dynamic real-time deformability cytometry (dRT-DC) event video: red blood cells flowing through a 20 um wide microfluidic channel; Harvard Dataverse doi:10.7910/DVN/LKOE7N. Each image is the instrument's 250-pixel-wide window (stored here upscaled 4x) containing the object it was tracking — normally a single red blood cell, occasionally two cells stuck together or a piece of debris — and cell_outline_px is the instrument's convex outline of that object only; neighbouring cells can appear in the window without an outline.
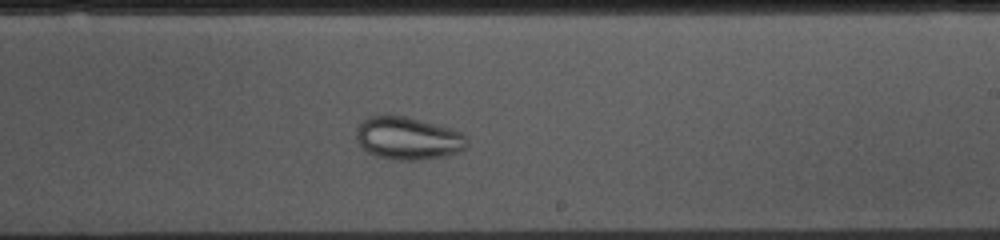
{"species": "common noctule bat (a hibernating species)", "species_latin": "Nyctalus noctula", "temperature_condition": "cold", "stored_images_in_passage": 48, "camera_frame_rate_fps": 3000, "um_per_image_px": 0.085, "animal": {"sex": "female", "body_mass_g": 10.0, "forearm_length_mm": 53.1}, "frame": {"image": 1, "passage_image": 28, "time_ms": 9.0, "image_size_px": [1000, 240], "cell_outline_px": [[468, 148], [460, 152], [444, 156], [416, 160], [392, 160], [376, 156], [368, 152], [356, 140], [356, 128], [368, 116], [384, 112], [404, 116], [452, 128], [460, 132], [468, 140]], "centroid_in_image_um": [34.66, 11.73], "position_along_channel_um": 254.3, "area_um2": 28.09}}
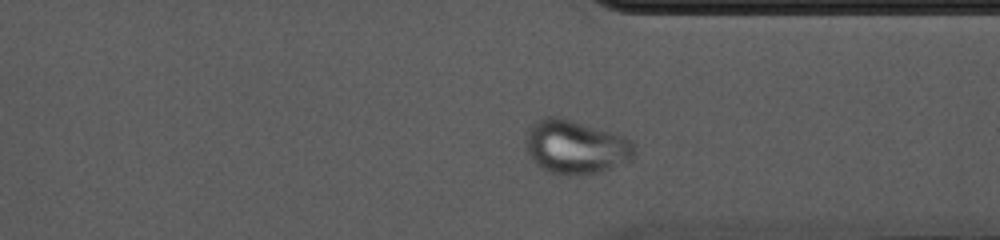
{"frame": {"image": 2, "passage_image": 37, "time_ms": 12.0, "image_size_px": [1000, 240], "cell_outline_px": [[636, 144], [632, 156], [600, 172], [576, 176], [560, 176], [548, 172], [536, 164], [532, 160], [528, 152], [528, 132], [532, 124], [536, 120], [544, 116], [560, 116], [616, 132], [632, 140]], "centroid_in_image_um": [48.92, 12.47], "position_along_channel_um": 362.5, "area_um2": 34.16}}
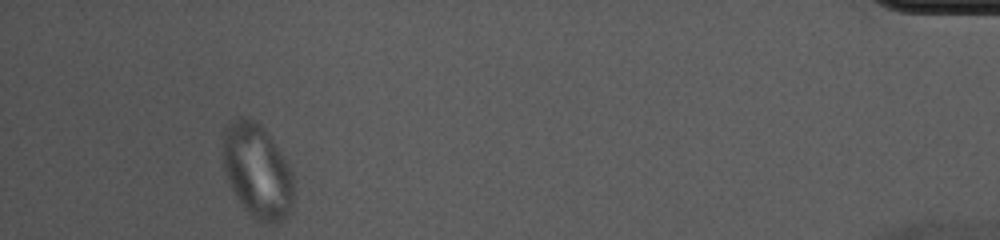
{"frame": {"image": 3, "passage_image": 47, "time_ms": 15.333, "image_size_px": [1000, 240], "cell_outline_px": [[292, 212], [280, 224], [264, 224], [256, 220], [244, 208], [236, 196], [228, 180], [224, 168], [224, 132], [240, 116], [248, 116], [256, 120], [264, 128], [284, 160], [292, 176]], "centroid_in_image_um": [21.88, 14.6], "position_along_channel_um": 413.3, "area_um2": 38.21}}